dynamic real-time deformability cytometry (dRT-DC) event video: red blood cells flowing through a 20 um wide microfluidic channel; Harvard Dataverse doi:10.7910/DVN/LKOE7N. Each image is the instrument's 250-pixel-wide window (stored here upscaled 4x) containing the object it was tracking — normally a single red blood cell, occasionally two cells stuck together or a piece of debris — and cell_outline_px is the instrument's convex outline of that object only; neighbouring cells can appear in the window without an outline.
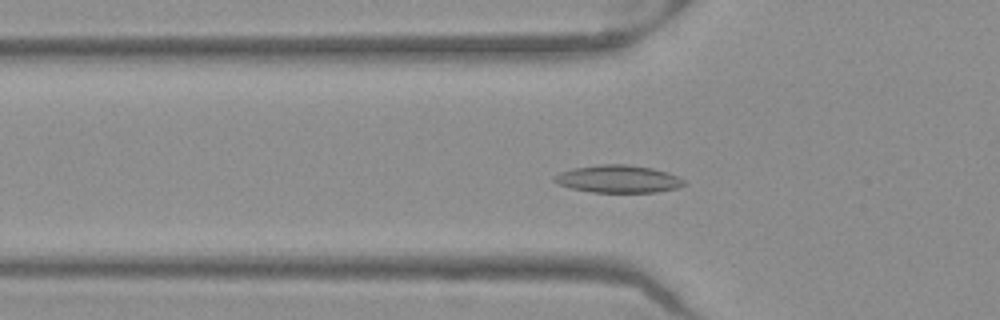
{"species": "Egyptian fruit bat (a non-hibernating species)", "species_latin": "Rousettus aegyptiacus", "temperature_condition": "warm", "stored_images_in_passage": 48, "camera_frame_rate_fps": 3000, "um_per_image_px": 0.085, "frame": {"image": 1, "passage_image": 14, "time_ms": 4.333, "image_size_px": [1000, 320], "cell_outline_px": [[688, 184], [676, 188], [656, 192], [592, 192], [572, 188], [560, 184], [552, 180], [552, 176], [560, 172], [576, 168], [600, 164], [628, 164], [652, 168], [668, 172], [684, 180]], "centroid_in_image_um": [52.56, 15.21], "position_along_channel_um": 73.2, "area_um2": 20.75}}
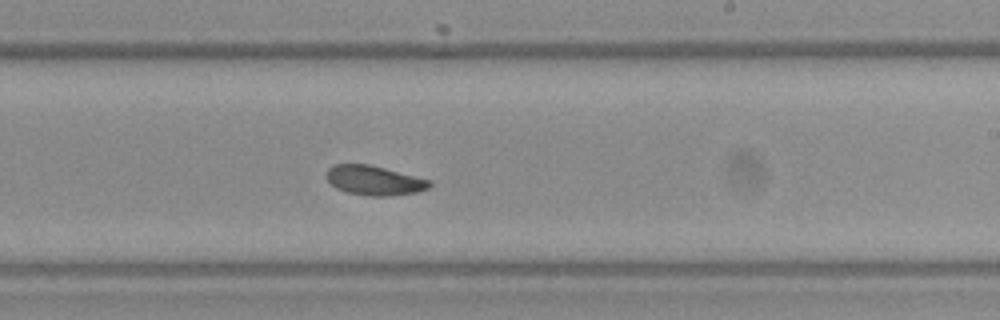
{"frame": {"image": 2, "passage_image": 28, "time_ms": 9.0, "image_size_px": [1000, 320], "cell_outline_px": [[432, 184], [428, 188], [416, 192], [388, 196], [368, 196], [348, 192], [336, 188], [324, 176], [328, 168], [332, 164], [368, 164], [432, 180]], "centroid_in_image_um": [31.79, 15.33], "position_along_channel_um": 257.2, "area_um2": 17.74}}
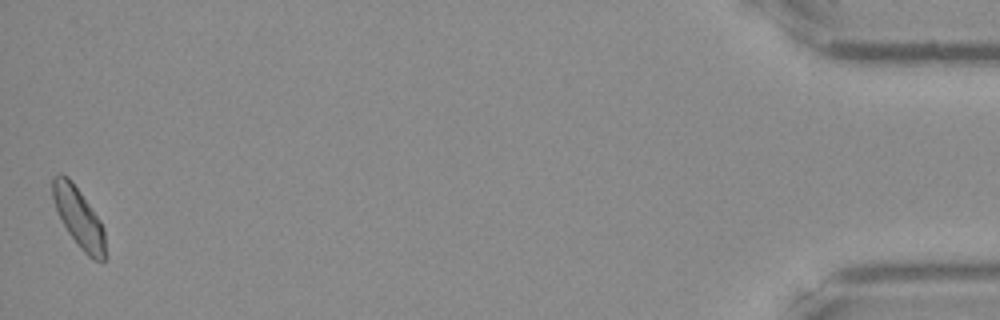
{"frame": {"image": 3, "passage_image": 48, "time_ms": 15.667, "image_size_px": [1000, 320], "cell_outline_px": [[104, 260], [96, 260], [88, 256], [80, 248], [68, 232], [56, 208], [52, 196], [52, 176], [60, 172], [68, 176], [72, 180], [100, 220], [104, 228]], "centroid_in_image_um": [6.67, 18.42], "position_along_channel_um": 428.5, "area_um2": 18.03}, "authors_computed_cell_mechanics": {"area_um2": 18.3804, "velocity_mm_per_s": 3.9326, "shape_relaxation_time_tau1_ms": null, "shape_relaxation_time_tau2_ms": 7.6294, "deformation_change_tau1": null, "deformation_change_tau2": 0.1078}}